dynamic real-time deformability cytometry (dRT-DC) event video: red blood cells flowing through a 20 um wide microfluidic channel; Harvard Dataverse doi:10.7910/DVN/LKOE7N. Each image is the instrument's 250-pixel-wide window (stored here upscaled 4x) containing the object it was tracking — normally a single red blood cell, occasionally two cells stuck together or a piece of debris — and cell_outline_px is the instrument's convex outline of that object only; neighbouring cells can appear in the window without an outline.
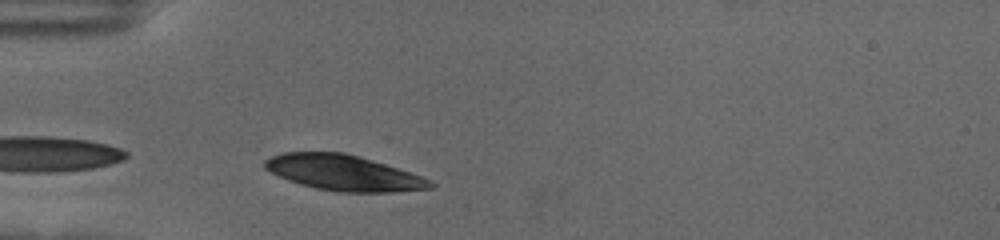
{"species": "human", "species_latin": "Homo sapiens", "temperature_condition": "cold", "stored_images_in_passage": 33, "camera_frame_rate_fps": 3000, "um_per_image_px": 0.085, "donor": {"sex": "female"}, "frame": {"image": 1, "passage_image": 2, "time_ms": 0.333, "image_size_px": [1000, 240], "cell_outline_px": [[436, 188], [392, 192], [336, 192], [316, 188], [300, 184], [288, 180], [264, 168], [264, 160], [272, 156], [284, 152], [344, 152], [360, 156], [432, 180], [436, 184]], "centroid_in_image_um": [29.22, 14.69], "position_along_channel_um": 55.8, "area_um2": 34.16}}
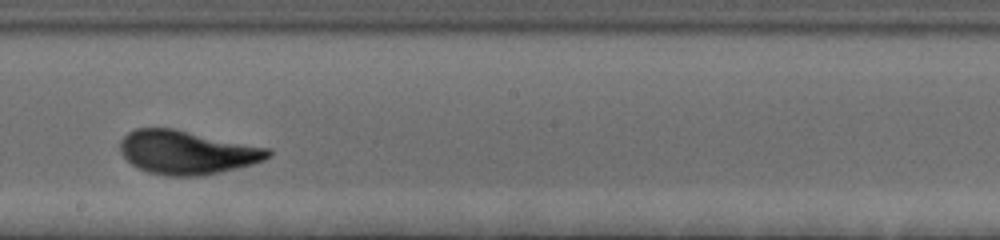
{"frame": {"image": 2, "passage_image": 18, "time_ms": 5.667, "image_size_px": [1000, 240], "cell_outline_px": [[272, 152], [264, 160], [252, 164], [204, 176], [164, 176], [148, 172], [132, 164], [120, 152], [120, 140], [128, 132], [136, 128], [172, 128], [268, 148]], "centroid_in_image_um": [15.86, 12.96], "position_along_channel_um": 232.3, "area_um2": 37.4}}
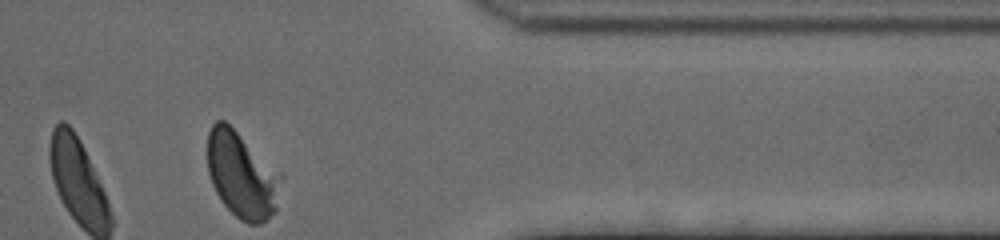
{"frame": {"image": 3, "passage_image": 33, "time_ms": 10.667, "image_size_px": [1000, 240], "cell_outline_px": [[284, 176], [276, 212], [260, 224], [248, 224], [240, 220], [220, 200], [212, 184], [208, 172], [208, 132], [212, 124], [216, 120], [224, 120], [284, 172]], "centroid_in_image_um": [20.62, 14.87], "position_along_channel_um": 390.8, "area_um2": 37.8}, "authors_computed_cell_mechanics": {"area_um2": 36.2406, "velocity_mm_per_s": 3.4933, "shape_relaxation_time_tau1_ms": 2.2458, "shape_relaxation_time_tau2_ms": null, "deformation_change_tau1": 0.1239, "deformation_change_tau2": null}}